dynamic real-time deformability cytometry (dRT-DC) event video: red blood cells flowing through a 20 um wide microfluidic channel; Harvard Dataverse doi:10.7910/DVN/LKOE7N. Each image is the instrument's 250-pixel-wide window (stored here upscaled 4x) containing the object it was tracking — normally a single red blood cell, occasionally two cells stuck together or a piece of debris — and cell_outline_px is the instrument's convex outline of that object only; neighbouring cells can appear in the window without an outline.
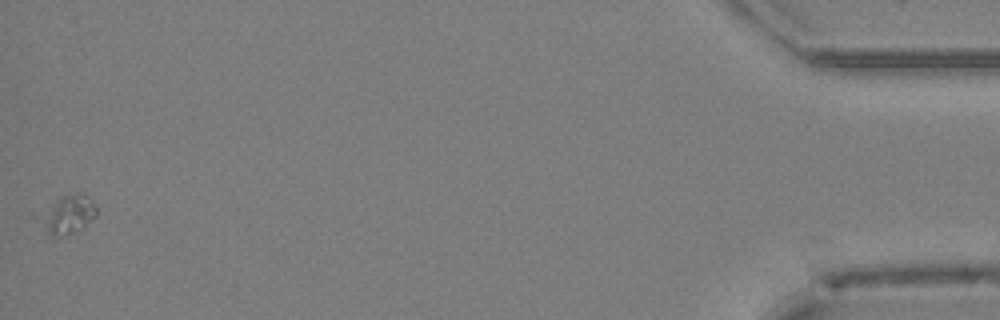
{"species": "Egyptian fruit bat (a non-hibernating species)", "species_latin": "Rousettus aegyptiacus", "temperature_condition": "cold", "stored_images_in_passage": 38, "camera_frame_rate_fps": 3000, "um_per_image_px": 0.085, "animal": {"sex": "female"}, "frame": {"image": 1, "passage_image": 38, "time_ms": 12.333, "image_size_px": [1000, 320], "cell_outline_px": [[96, 216], [72, 232], [52, 232], [48, 228], [44, 220], [44, 216], [64, 196], [76, 192], [80, 192], [88, 196], [96, 208]], "centroid_in_image_um": [5.99, 18.12], "position_along_channel_um": 429.2, "area_um2": 10.46}}